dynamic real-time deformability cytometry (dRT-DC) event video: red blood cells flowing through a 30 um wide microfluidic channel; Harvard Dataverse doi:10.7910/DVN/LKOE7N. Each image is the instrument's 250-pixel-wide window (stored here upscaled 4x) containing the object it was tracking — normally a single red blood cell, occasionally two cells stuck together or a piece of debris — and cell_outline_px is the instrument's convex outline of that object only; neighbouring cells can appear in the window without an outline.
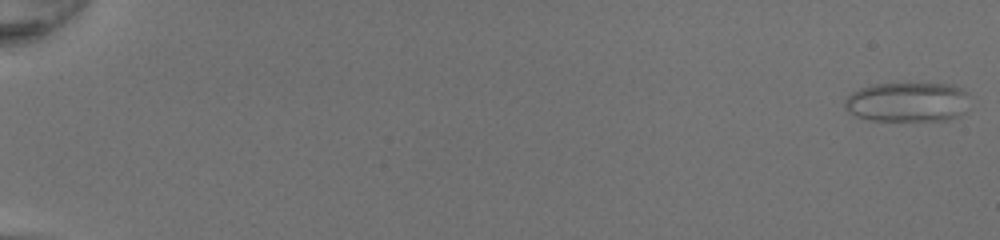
{"species": "common noctule bat (a hibernating species)", "species_latin": "Nyctalus noctula", "temperature_condition": "room temperature", "stored_images_in_passage": 50, "camera_frame_rate_fps": 3000, "um_per_image_px": 0.085, "animal": {"sex": "female", "body_mass_g": 20.0, "forearm_length_mm": 54.0}, "frame": {"image": 1, "passage_image": 1, "time_ms": 0.0, "image_size_px": [1000, 240], "cell_outline_px": [[968, 92], [964, 112], [960, 116], [948, 120], [868, 120], [856, 116], [848, 112], [844, 108], [844, 100], [852, 92], [860, 88], [872, 84], [952, 84]], "centroid_in_image_um": [77.11, 8.68], "position_along_channel_um": 7.9, "area_um2": 28.9}}
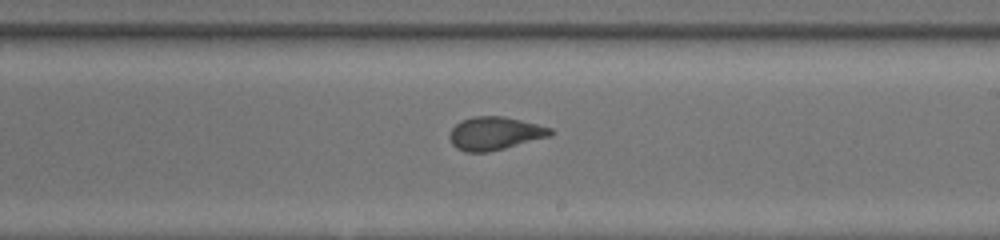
{"frame": {"image": 2, "passage_image": 32, "time_ms": 10.333, "image_size_px": [1000, 240], "cell_outline_px": [[556, 132], [552, 136], [488, 152], [464, 152], [456, 148], [452, 144], [448, 136], [452, 128], [456, 124], [472, 116], [504, 116], [552, 128]], "centroid_in_image_um": [42.08, 11.34], "position_along_channel_um": 246.9, "area_um2": 19.54}}
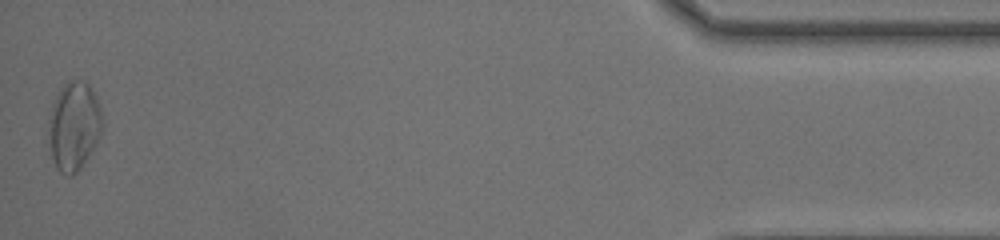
{"frame": {"image": 3, "passage_image": 50, "time_ms": 16.333, "image_size_px": [1000, 240], "cell_outline_px": [[104, 128], [96, 144], [80, 168], [72, 176], [68, 176], [60, 172], [56, 168], [52, 160], [48, 128], [48, 120], [52, 104], [56, 96], [64, 84], [68, 80], [84, 80], [88, 84], [96, 96], [100, 108], [104, 124]], "centroid_in_image_um": [6.29, 10.71], "position_along_channel_um": 428.9, "area_um2": 27.98}, "authors_computed_cell_mechanics": {"area_um2": 21.8195, "velocity_mm_per_s": 4.3061, "shape_relaxation_time_tau1_ms": 5.5839, "shape_relaxation_time_tau2_ms": 0.5186, "deformation_change_tau1": 0.1724, "deformation_change_tau2": 0.064}}